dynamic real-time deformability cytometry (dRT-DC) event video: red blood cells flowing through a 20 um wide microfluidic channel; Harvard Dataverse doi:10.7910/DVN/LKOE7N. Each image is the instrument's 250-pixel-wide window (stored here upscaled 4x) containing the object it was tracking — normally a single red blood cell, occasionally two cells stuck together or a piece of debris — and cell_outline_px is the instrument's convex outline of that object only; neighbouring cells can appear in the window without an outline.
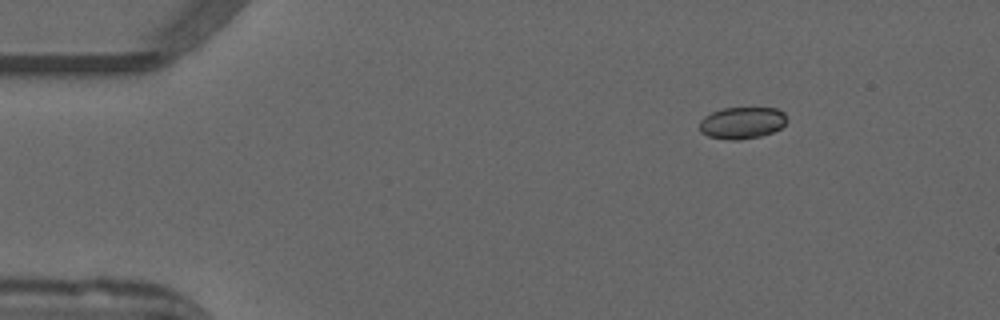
{"species": "common noctule bat (a hibernating species)", "species_latin": "Nyctalus noctula", "temperature_condition": "warm", "stored_images_in_passage": 13, "camera_frame_rate_fps": 3000, "um_per_image_px": 0.085, "animal": {"sex": "male", "forearm_length_mm": 52.5}, "frame": {"image": 1, "passage_image": 1, "time_ms": 0.0, "image_size_px": [1000, 320], "cell_outline_px": [[788, 120], [780, 128], [772, 132], [760, 136], [740, 140], [728, 140], [708, 136], [700, 132], [700, 120], [704, 116], [712, 112], [724, 108], [776, 108], [784, 112]], "centroid_in_image_um": [63.07, 10.44], "position_along_channel_um": 21.9, "area_um2": 16.24}}
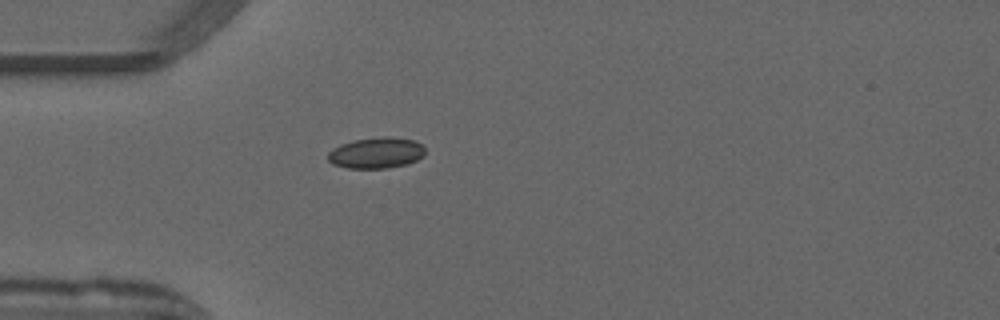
{"frame": {"image": 2, "passage_image": 9, "time_ms": 2.667, "image_size_px": [1000, 320], "cell_outline_px": [[424, 156], [408, 164], [388, 168], [348, 168], [332, 164], [328, 160], [328, 152], [332, 148], [340, 144], [356, 140], [388, 136], [392, 136], [416, 140], [424, 144]], "centroid_in_image_um": [32.01, 12.99], "position_along_channel_um": 53.0, "area_um2": 17.74}}
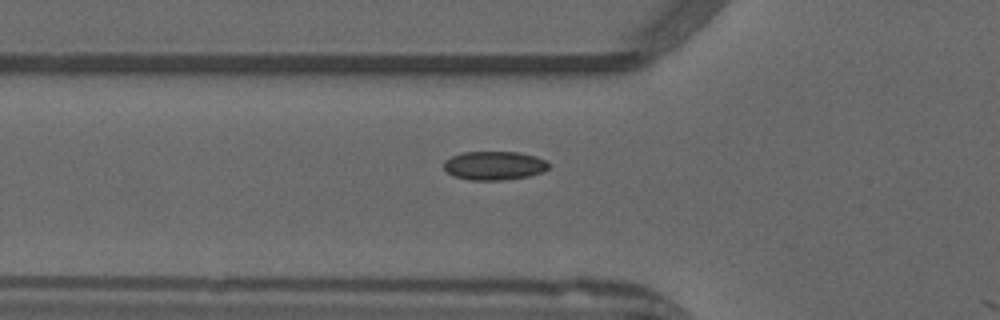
{"frame": {"image": 3, "passage_image": 12, "time_ms": 3.667, "image_size_px": [1000, 320], "cell_outline_px": [[552, 164], [544, 172], [528, 176], [504, 180], [468, 180], [452, 176], [444, 168], [444, 160], [452, 156], [464, 152], [520, 152], [536, 156]], "centroid_in_image_um": [42.03, 14.08], "position_along_channel_um": 83.8, "area_um2": 17.74}}